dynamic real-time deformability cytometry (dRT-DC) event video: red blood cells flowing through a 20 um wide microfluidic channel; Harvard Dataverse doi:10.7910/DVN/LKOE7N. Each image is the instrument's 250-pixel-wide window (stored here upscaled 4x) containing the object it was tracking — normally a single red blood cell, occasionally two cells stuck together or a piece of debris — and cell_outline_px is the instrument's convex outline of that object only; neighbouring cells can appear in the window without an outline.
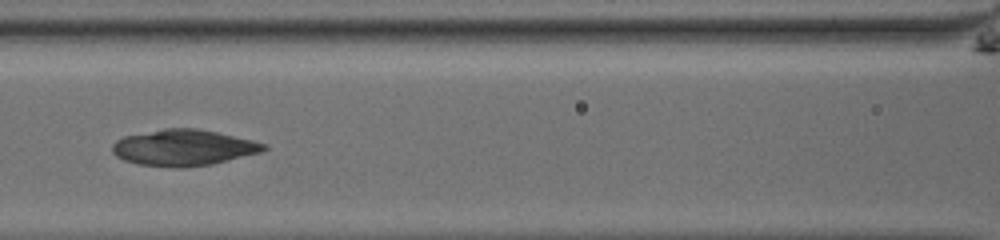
{"species": "common noctule bat (a hibernating species)", "species_latin": "Nyctalus noctula", "temperature_condition": "room temperature", "stored_images_in_passage": 31, "camera_frame_rate_fps": 3000, "um_per_image_px": 0.085, "animal": {"sex": "male", "body_mass_g": 13.0, "forearm_length_mm": 53.1}, "frame": {"image": 1, "passage_image": 8, "time_ms": 2.333, "image_size_px": [1000, 240], "cell_outline_px": [[268, 148], [260, 152], [212, 164], [180, 168], [176, 168], [136, 164], [124, 160], [116, 156], [112, 152], [112, 144], [116, 140], [124, 136], [164, 128], [196, 128], [216, 132], [252, 140], [268, 144]], "centroid_in_image_um": [15.57, 12.55], "position_along_channel_um": 151.0, "area_um2": 31.91}}
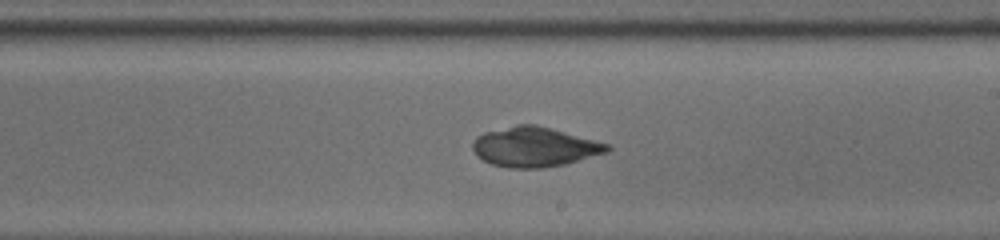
{"frame": {"image": 2, "passage_image": 15, "time_ms": 4.667, "image_size_px": [1000, 240], "cell_outline_px": [[612, 148], [608, 152], [564, 164], [544, 168], [508, 168], [492, 164], [476, 156], [472, 148], [472, 144], [476, 136], [484, 132], [516, 124], [536, 124], [612, 144]], "centroid_in_image_um": [45.45, 12.48], "position_along_channel_um": 243.6, "area_um2": 31.44}}
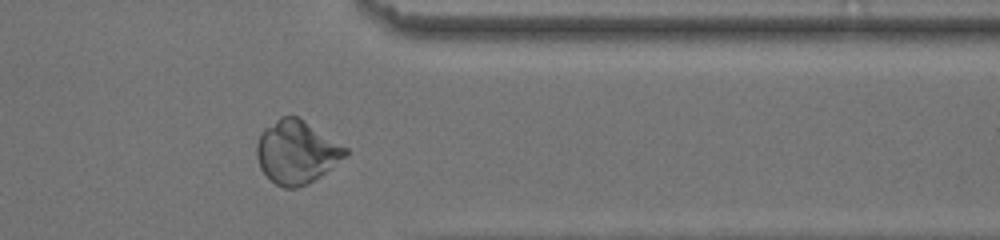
{"frame": {"image": 3, "passage_image": 26, "time_ms": 8.333, "image_size_px": [1000, 240], "cell_outline_px": [[348, 152], [344, 156], [324, 172], [308, 184], [296, 188], [284, 188], [276, 184], [260, 168], [256, 156], [256, 144], [260, 132], [264, 128], [280, 116], [296, 116], [348, 148]], "centroid_in_image_um": [25.15, 12.92], "position_along_channel_um": 386.3, "area_um2": 32.08}}